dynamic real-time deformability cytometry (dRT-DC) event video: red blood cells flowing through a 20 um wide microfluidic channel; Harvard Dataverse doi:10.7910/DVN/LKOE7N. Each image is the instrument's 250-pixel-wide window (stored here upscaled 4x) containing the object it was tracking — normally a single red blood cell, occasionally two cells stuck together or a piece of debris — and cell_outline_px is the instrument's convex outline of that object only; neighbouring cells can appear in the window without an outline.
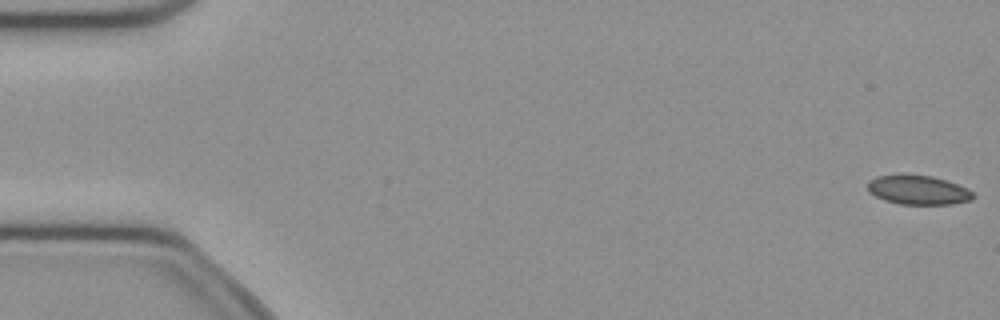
{"species": "common noctule bat (a hibernating species)", "species_latin": "Nyctalus noctula", "temperature_condition": "cold", "stored_images_in_passage": 8, "camera_frame_rate_fps": 3000, "um_per_image_px": 0.085, "animal": {"sex": "female", "body_mass_g": 21.9}, "frame": {"image": 1, "passage_image": 1, "time_ms": 0.0, "image_size_px": [1000, 320], "cell_outline_px": [[976, 196], [972, 200], [952, 204], [900, 204], [884, 200], [868, 192], [868, 180], [876, 176], [904, 172], [932, 176], [968, 188]], "centroid_in_image_um": [78.01, 16.12], "position_along_channel_um": 7.0, "area_um2": 18.44}}